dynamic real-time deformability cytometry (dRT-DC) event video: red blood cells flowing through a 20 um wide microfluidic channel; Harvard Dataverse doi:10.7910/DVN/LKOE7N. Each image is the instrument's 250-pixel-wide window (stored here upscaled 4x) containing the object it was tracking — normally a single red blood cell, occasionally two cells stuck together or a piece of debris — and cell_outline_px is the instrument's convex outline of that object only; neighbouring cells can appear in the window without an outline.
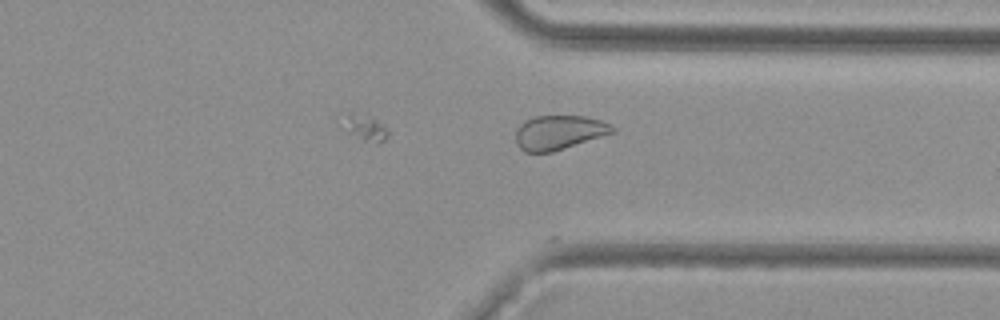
{"species": "common noctule bat (a hibernating species)", "species_latin": "Nyctalus noctula", "temperature_condition": "cold", "stored_images_in_passage": 27, "camera_frame_rate_fps": 3000, "um_per_image_px": 0.085, "animal": {"sex": "female", "body_mass_g": 29.2, "forearm_length_mm": 56.3}, "frame": {"image": 1, "passage_image": 27, "time_ms": 8.667, "image_size_px": [1000, 320], "cell_outline_px": [[616, 132], [552, 152], [524, 152], [516, 144], [516, 128], [524, 120], [536, 116], [584, 116], [600, 120], [612, 124], [616, 128]], "centroid_in_image_um": [47.52, 11.25], "position_along_channel_um": 363.9, "area_um2": 19.48}}